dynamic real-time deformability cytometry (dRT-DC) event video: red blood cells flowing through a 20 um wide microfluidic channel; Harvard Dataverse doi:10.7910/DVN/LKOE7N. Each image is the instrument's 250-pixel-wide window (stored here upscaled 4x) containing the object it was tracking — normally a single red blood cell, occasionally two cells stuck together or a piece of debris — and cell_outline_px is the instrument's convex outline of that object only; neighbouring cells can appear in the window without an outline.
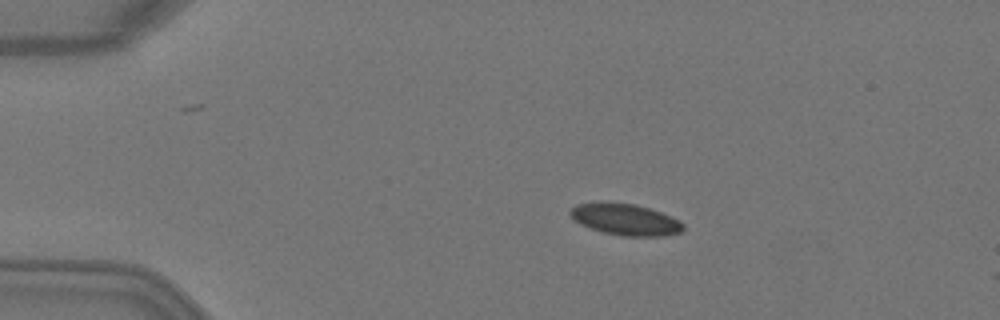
{"species": "Egyptian fruit bat (a non-hibernating species)", "species_latin": "Rousettus aegyptiacus", "temperature_condition": "warm", "stored_images_in_passage": 4, "camera_frame_rate_fps": 3000, "um_per_image_px": 0.085, "animal": {"sex": "female"}, "frame": {"image": 1, "passage_image": 2, "time_ms": 0.333, "image_size_px": [1000, 320], "cell_outline_px": [[684, 228], [680, 232], [664, 236], [620, 236], [604, 232], [580, 224], [568, 212], [576, 204], [600, 200], [608, 200], [636, 204], [660, 212], [680, 220], [684, 224]], "centroid_in_image_um": [53.14, 18.62], "position_along_channel_um": 31.9, "area_um2": 21.04}}